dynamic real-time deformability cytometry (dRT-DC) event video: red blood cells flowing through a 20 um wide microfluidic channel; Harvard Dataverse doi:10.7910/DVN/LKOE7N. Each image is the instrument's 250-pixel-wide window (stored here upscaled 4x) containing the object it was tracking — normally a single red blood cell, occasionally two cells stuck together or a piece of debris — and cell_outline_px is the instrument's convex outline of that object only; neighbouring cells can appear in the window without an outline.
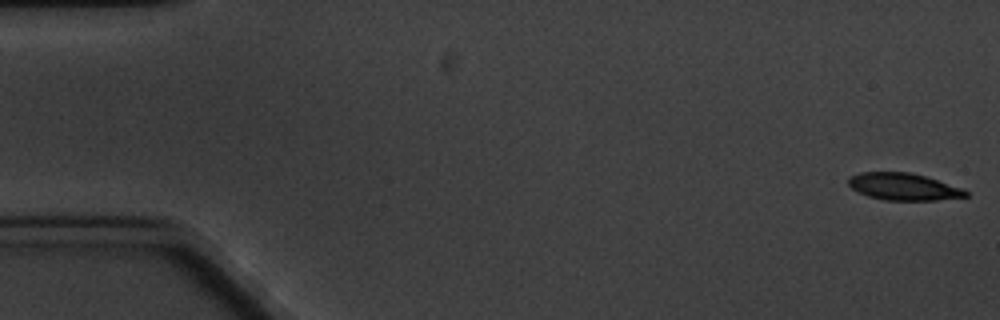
{"species": "common noctule bat (a hibernating species)", "species_latin": "Nyctalus noctula", "temperature_condition": "cold", "stored_images_in_passage": 5, "camera_frame_rate_fps": 3000, "um_per_image_px": 0.085, "animal": {"sex": "male", "body_mass_g": 20.1, "forearm_length_mm": 53.5}, "frame": {"image": 1, "passage_image": 1, "time_ms": 0.0, "image_size_px": [1000, 320], "cell_outline_px": [[968, 196], [936, 200], [884, 200], [868, 196], [852, 188], [848, 184], [848, 176], [860, 172], [908, 172], [924, 176], [964, 188], [968, 192]], "centroid_in_image_um": [76.79, 15.86], "position_along_channel_um": 8.2, "area_um2": 18.44}}